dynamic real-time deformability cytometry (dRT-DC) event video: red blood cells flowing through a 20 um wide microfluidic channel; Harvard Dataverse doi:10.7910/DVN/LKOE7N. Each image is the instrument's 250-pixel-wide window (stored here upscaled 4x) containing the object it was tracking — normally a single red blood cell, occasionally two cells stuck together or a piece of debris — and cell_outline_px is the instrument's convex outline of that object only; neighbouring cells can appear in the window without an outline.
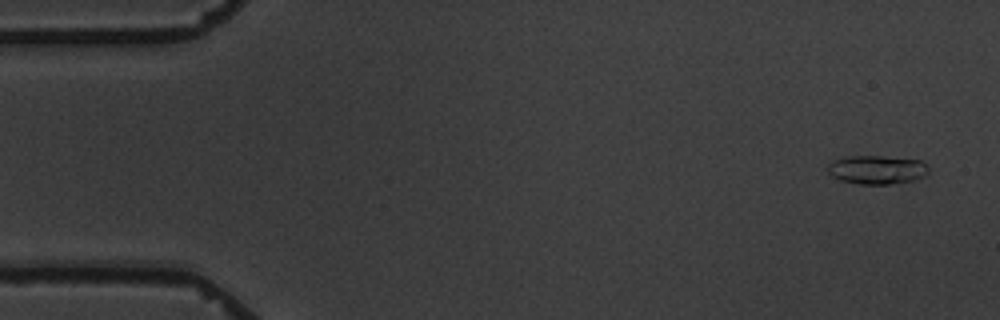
{"species": "common noctule bat (a hibernating species)", "species_latin": "Nyctalus noctula", "temperature_condition": "warm", "stored_images_in_passage": 5, "camera_frame_rate_fps": 3000, "um_per_image_px": 0.085, "animal": {"sex": "male", "body_mass_g": 19.5, "forearm_length_mm": 54.6}, "frame": {"image": 1, "passage_image": 1, "time_ms": 0.0, "image_size_px": [1000, 320], "cell_outline_px": [[928, 172], [924, 176], [912, 180], [888, 184], [860, 184], [840, 180], [832, 176], [828, 172], [828, 164], [832, 160], [844, 156], [880, 156], [920, 160], [928, 168]], "centroid_in_image_um": [74.48, 14.42], "position_along_channel_um": 10.5, "area_um2": 16.76}}